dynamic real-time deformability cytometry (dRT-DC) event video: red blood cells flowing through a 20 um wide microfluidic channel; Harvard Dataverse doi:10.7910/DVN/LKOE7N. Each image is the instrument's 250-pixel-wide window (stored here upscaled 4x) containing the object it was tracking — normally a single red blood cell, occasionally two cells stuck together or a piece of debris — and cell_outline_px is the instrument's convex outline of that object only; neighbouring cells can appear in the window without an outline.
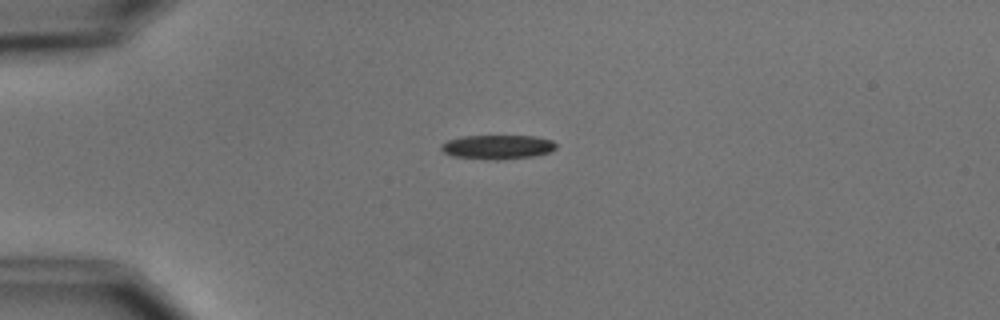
{"species": "common noctule bat (a hibernating species)", "species_latin": "Nyctalus noctula", "temperature_condition": "cold", "stored_images_in_passage": 1, "camera_frame_rate_fps": 3000, "um_per_image_px": 0.085, "animal": {"sex": "male", "body_mass_g": 15.6}, "frame": {"image": 1, "passage_image": 1, "time_ms": 0.0, "image_size_px": [1000, 320], "cell_outline_px": [[556, 148], [552, 152], [532, 156], [504, 160], [488, 160], [452, 156], [444, 152], [440, 148], [440, 144], [448, 140], [460, 136], [536, 136], [552, 140], [556, 144]], "centroid_in_image_um": [42.29, 12.5], "position_along_channel_um": 42.7, "area_um2": 16.47}}